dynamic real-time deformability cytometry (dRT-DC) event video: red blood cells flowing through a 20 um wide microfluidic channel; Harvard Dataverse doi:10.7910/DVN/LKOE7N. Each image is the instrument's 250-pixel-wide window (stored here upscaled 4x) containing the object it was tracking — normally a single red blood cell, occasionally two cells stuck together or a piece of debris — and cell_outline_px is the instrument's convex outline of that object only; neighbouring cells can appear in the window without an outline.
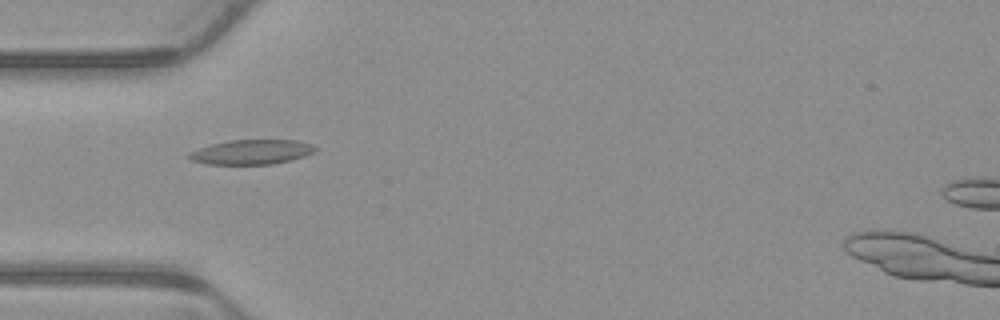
{"species": "common noctule bat (a hibernating species)", "species_latin": "Nyctalus noctula", "temperature_condition": "warm", "stored_images_in_passage": 7, "camera_frame_rate_fps": 3000, "um_per_image_px": 0.085, "animal": {"sex": "male", "body_mass_g": 23.1, "forearm_length_mm": 52.7}, "frame": {"image": 1, "passage_image": 4, "time_ms": 1.0, "image_size_px": [1000, 320], "cell_outline_px": [[316, 152], [292, 160], [272, 164], [208, 164], [192, 160], [188, 156], [192, 152], [200, 148], [212, 144], [228, 140], [296, 140], [312, 144], [316, 148]], "centroid_in_image_um": [21.45, 12.92], "position_along_channel_um": 63.6, "area_um2": 17.98}}
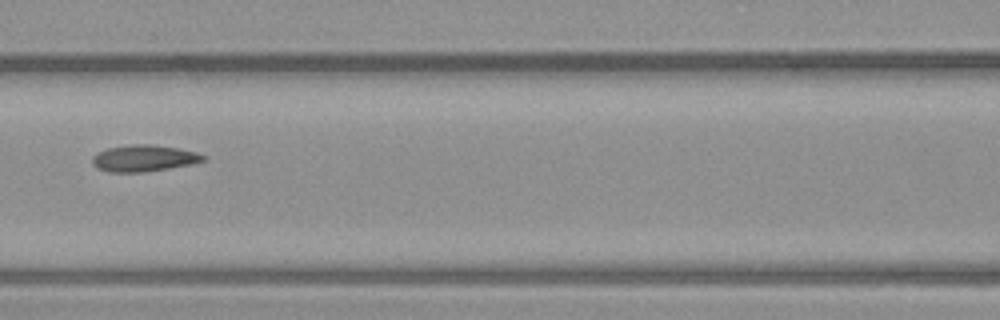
{"frame": {"image": 2, "passage_image": 6, "time_ms": 1.667, "image_size_px": [1000, 320], "cell_outline_px": [[208, 156], [204, 160], [192, 164], [168, 168], [140, 172], [108, 172], [96, 168], [92, 164], [92, 156], [108, 148], [136, 144], [152, 144], [176, 148], [196, 152]], "centroid_in_image_um": [12.22, 13.45], "position_along_channel_um": 154.4, "area_um2": 16.99}}
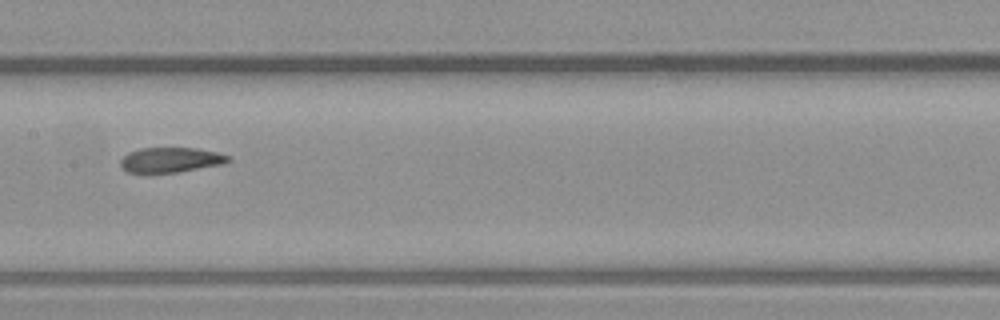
{"frame": {"image": 3, "passage_image": 7, "time_ms": 2.0, "image_size_px": [1000, 320], "cell_outline_px": [[232, 160], [224, 164], [180, 172], [148, 176], [128, 172], [120, 164], [120, 160], [128, 152], [140, 148], [196, 148], [216, 152], [228, 156]], "centroid_in_image_um": [14.46, 13.64], "position_along_channel_um": 192.9, "area_um2": 16.36}}